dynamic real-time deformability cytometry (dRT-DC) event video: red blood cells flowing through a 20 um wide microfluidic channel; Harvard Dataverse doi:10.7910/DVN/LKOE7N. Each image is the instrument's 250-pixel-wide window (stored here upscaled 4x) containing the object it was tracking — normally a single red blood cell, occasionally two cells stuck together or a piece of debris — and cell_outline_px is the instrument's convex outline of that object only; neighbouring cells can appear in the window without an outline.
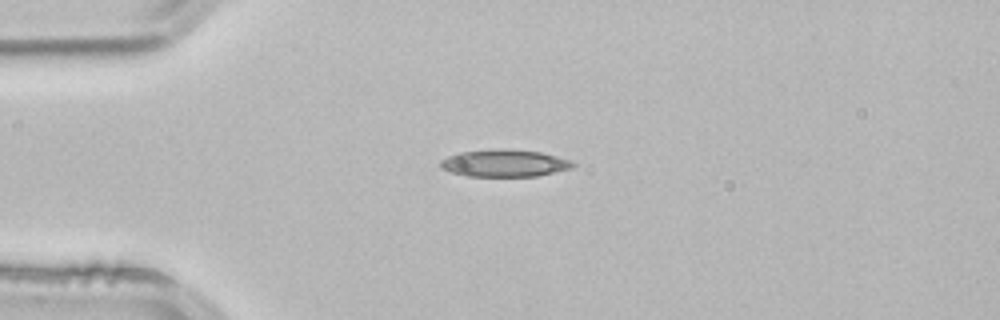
{"species": "common noctule bat (a hibernating species)", "species_latin": "Nyctalus noctula", "temperature_condition": "room temperature", "stored_images_in_passage": 3, "camera_frame_rate_fps": 3000, "um_per_image_px": 0.085, "animal": {"sex": "male", "body_mass_g": 21.5, "forearm_length_mm": 52.0}, "frame": {"image": 1, "passage_image": 3, "time_ms": 0.667, "image_size_px": [1000, 320], "cell_outline_px": [[576, 164], [572, 168], [536, 176], [464, 176], [440, 168], [440, 160], [448, 156], [460, 152], [492, 148], [512, 148], [540, 152], [572, 160]], "centroid_in_image_um": [42.87, 13.85], "position_along_channel_um": 42.1, "area_um2": 21.27}}